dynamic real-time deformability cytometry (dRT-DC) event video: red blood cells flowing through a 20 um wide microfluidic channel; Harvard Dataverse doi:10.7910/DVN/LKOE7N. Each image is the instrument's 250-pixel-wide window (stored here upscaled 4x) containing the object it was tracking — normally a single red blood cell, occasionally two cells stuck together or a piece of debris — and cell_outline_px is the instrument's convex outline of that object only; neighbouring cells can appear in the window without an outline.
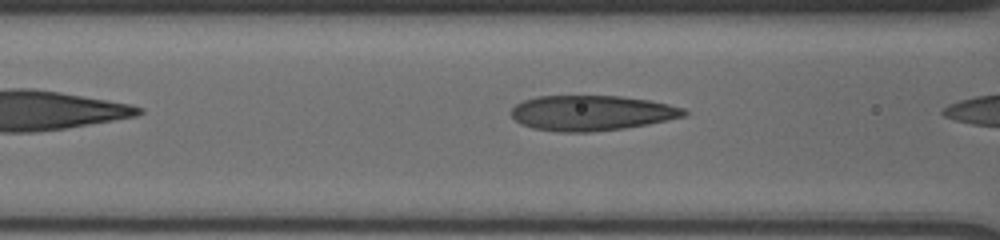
{"species": "human", "species_latin": "Homo sapiens", "temperature_condition": "cold", "stored_images_in_passage": 12, "camera_frame_rate_fps": 3000, "um_per_image_px": 0.085, "donor": {"sex": "male"}, "frame": {"image": 1, "passage_image": 6, "time_ms": 2.0, "image_size_px": [1000, 240], "cell_outline_px": [[688, 112], [684, 116], [648, 124], [624, 128], [588, 132], [556, 132], [532, 128], [520, 124], [508, 112], [516, 104], [524, 100], [536, 96], [620, 96], [648, 100], [668, 104], [684, 108]], "centroid_in_image_um": [50.24, 9.6], "position_along_channel_um": 116.4, "area_um2": 35.49}}
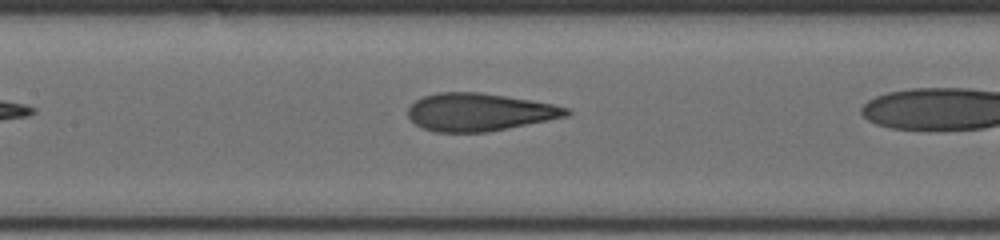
{"frame": {"image": 2, "passage_image": 10, "time_ms": 3.333, "image_size_px": [1000, 240], "cell_outline_px": [[572, 112], [568, 116], [488, 132], [436, 132], [424, 128], [416, 124], [408, 116], [408, 108], [416, 100], [424, 96], [436, 92], [480, 92], [552, 104], [568, 108]], "centroid_in_image_um": [40.73, 9.53], "position_along_channel_um": 166.7, "area_um2": 34.56}}